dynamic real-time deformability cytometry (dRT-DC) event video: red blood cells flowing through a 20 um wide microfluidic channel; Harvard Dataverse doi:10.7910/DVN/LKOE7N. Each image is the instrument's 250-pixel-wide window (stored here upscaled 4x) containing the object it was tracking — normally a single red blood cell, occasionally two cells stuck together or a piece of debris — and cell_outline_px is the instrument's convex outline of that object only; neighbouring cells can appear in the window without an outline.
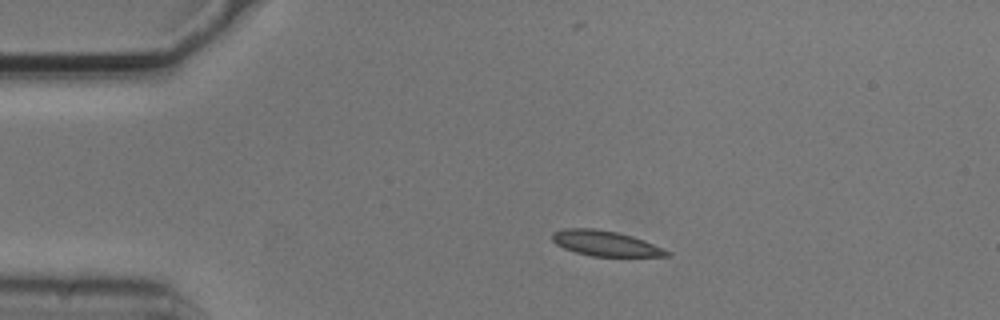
{"species": "common noctule bat (a hibernating species)", "species_latin": "Nyctalus noctula", "temperature_condition": "cold", "stored_images_in_passage": 4, "camera_frame_rate_fps": 3000, "um_per_image_px": 0.085, "animal": {"sex": "male", "body_mass_g": 20.5, "forearm_length_mm": 52.5}, "frame": {"image": 1, "passage_image": 2, "time_ms": 0.333, "image_size_px": [1000, 320], "cell_outline_px": [[672, 256], [592, 256], [576, 252], [564, 248], [556, 244], [552, 240], [552, 232], [564, 228], [596, 228], [616, 232], [632, 236], [644, 240], [672, 252]], "centroid_in_image_um": [51.46, 20.68], "position_along_channel_um": 33.5, "area_um2": 16.88}}
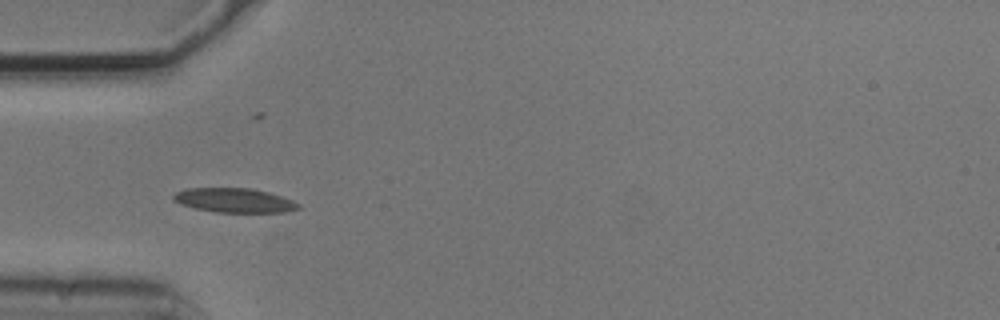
{"frame": {"image": 2, "passage_image": 3, "time_ms": 0.667, "image_size_px": [1000, 320], "cell_outline_px": [[300, 208], [284, 212], [216, 212], [196, 208], [180, 204], [172, 200], [172, 196], [176, 192], [188, 188], [248, 188], [268, 192], [292, 200], [300, 204]], "centroid_in_image_um": [19.89, 17.03], "position_along_channel_um": 65.1, "area_um2": 17.57}}
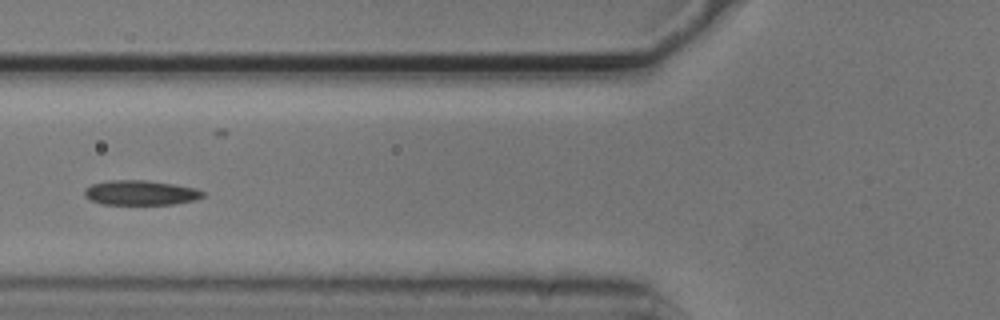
{"frame": {"image": 3, "passage_image": 4, "time_ms": 1.0, "image_size_px": [1000, 320], "cell_outline_px": [[204, 196], [196, 200], [176, 204], [100, 204], [84, 196], [84, 188], [92, 184], [108, 180], [144, 180], [172, 184], [196, 188], [204, 192]], "centroid_in_image_um": [11.94, 16.38], "position_along_channel_um": 113.9, "area_um2": 17.11}}